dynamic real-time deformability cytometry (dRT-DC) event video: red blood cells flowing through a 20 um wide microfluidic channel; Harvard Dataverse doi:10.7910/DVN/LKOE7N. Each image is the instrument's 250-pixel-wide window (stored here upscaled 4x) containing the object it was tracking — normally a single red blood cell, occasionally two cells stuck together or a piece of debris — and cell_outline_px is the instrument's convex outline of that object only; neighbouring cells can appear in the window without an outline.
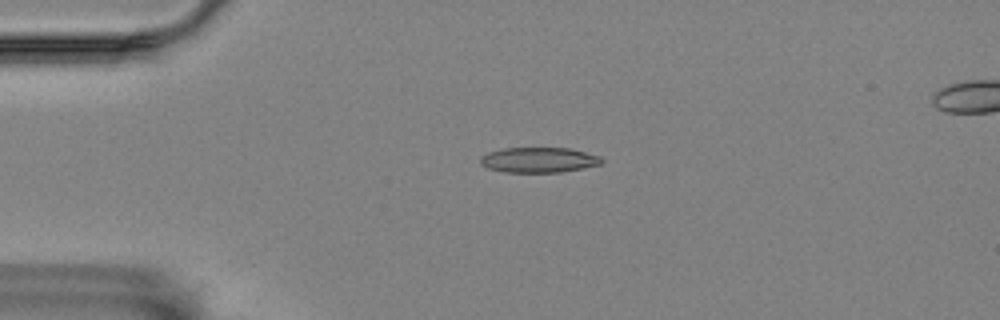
{"species": "Egyptian fruit bat (a non-hibernating species)", "species_latin": "Rousettus aegyptiacus", "temperature_condition": "room temperature", "stored_images_in_passage": 55, "camera_frame_rate_fps": 3000, "um_per_image_px": 0.085, "animal": {"sex": "female"}, "frame": {"image": 1, "passage_image": 12, "time_ms": 3.667, "image_size_px": [1000, 320], "cell_outline_px": [[604, 164], [560, 172], [504, 172], [488, 168], [480, 164], [480, 156], [488, 152], [504, 148], [568, 148], [600, 156], [604, 160]], "centroid_in_image_um": [45.79, 13.59], "position_along_channel_um": 39.2, "area_um2": 17.86}}
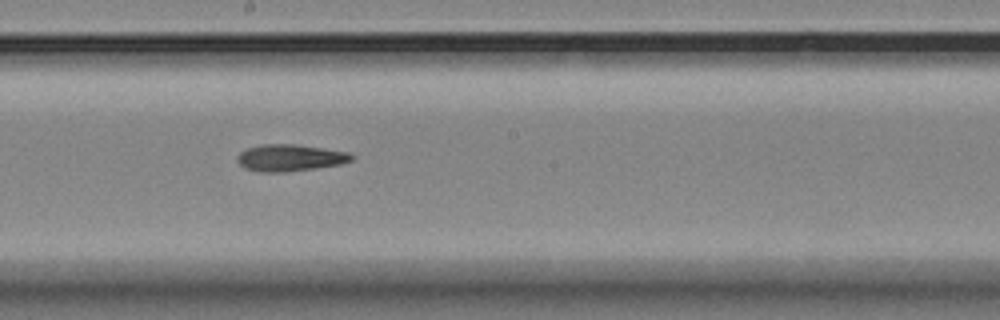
{"frame": {"image": 2, "passage_image": 30, "time_ms": 9.667, "image_size_px": [1000, 320], "cell_outline_px": [[356, 156], [352, 160], [340, 164], [316, 168], [288, 172], [260, 172], [244, 168], [236, 160], [236, 156], [240, 152], [248, 148], [260, 144], [296, 144], [348, 152]], "centroid_in_image_um": [24.63, 13.41], "position_along_channel_um": 223.6, "area_um2": 17.98}}
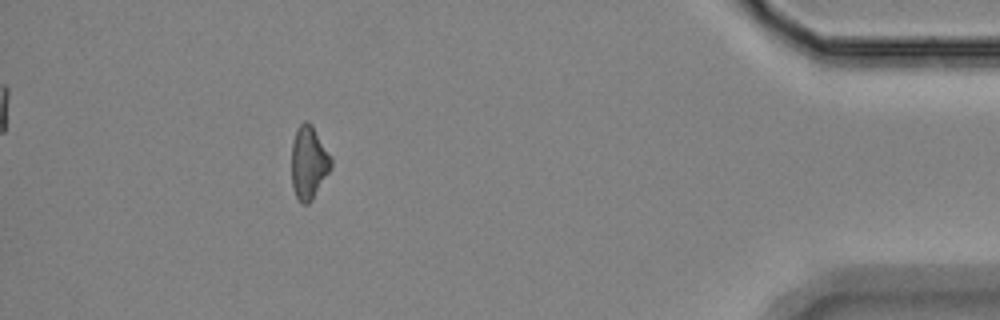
{"frame": {"image": 3, "passage_image": 50, "time_ms": 16.333, "image_size_px": [1000, 320], "cell_outline_px": [[332, 168], [312, 200], [308, 204], [300, 204], [296, 196], [292, 184], [292, 144], [296, 128], [304, 120], [308, 120], [312, 124], [332, 156]], "centroid_in_image_um": [26.26, 13.8], "position_along_channel_um": 408.9, "area_um2": 17.17}, "authors_computed_cell_mechanics": {"area_um2": 17.4556, "velocity_mm_per_s": 3.5414, "shape_relaxation_time_tau1_ms": null, "shape_relaxation_time_tau2_ms": 10.3929, "deformation_change_tau1": null, "deformation_change_tau2": 0.219}}